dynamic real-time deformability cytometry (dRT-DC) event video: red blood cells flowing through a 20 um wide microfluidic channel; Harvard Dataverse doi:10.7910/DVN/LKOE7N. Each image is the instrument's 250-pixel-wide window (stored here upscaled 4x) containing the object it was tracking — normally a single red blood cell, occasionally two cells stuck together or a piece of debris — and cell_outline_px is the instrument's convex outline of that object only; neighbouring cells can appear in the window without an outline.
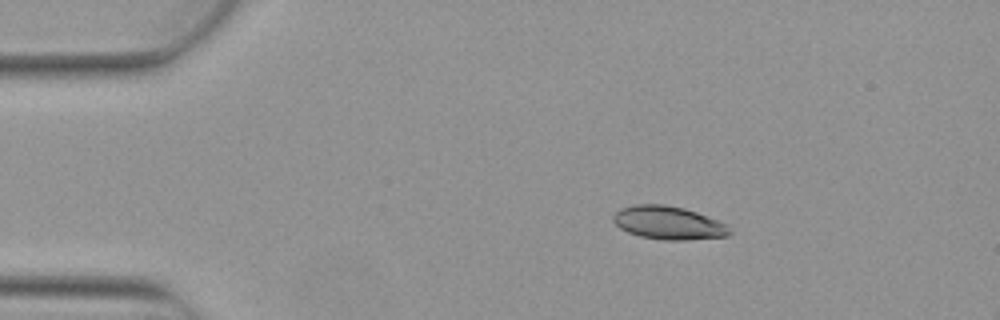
{"species": "Egyptian fruit bat (a non-hibernating species)", "species_latin": "Rousettus aegyptiacus", "temperature_condition": "warm", "stored_images_in_passage": 3, "camera_frame_rate_fps": 3000, "um_per_image_px": 0.085, "animal": {"sex": "female"}, "frame": {"image": 1, "passage_image": 2, "time_ms": 0.333, "image_size_px": [1000, 320], "cell_outline_px": [[732, 232], [728, 236], [688, 240], [664, 240], [640, 236], [628, 232], [620, 228], [612, 220], [612, 216], [620, 208], [636, 204], [664, 204], [684, 208], [708, 216], [728, 224]], "centroid_in_image_um": [56.84, 18.94], "position_along_channel_um": 28.2, "area_um2": 22.72}}